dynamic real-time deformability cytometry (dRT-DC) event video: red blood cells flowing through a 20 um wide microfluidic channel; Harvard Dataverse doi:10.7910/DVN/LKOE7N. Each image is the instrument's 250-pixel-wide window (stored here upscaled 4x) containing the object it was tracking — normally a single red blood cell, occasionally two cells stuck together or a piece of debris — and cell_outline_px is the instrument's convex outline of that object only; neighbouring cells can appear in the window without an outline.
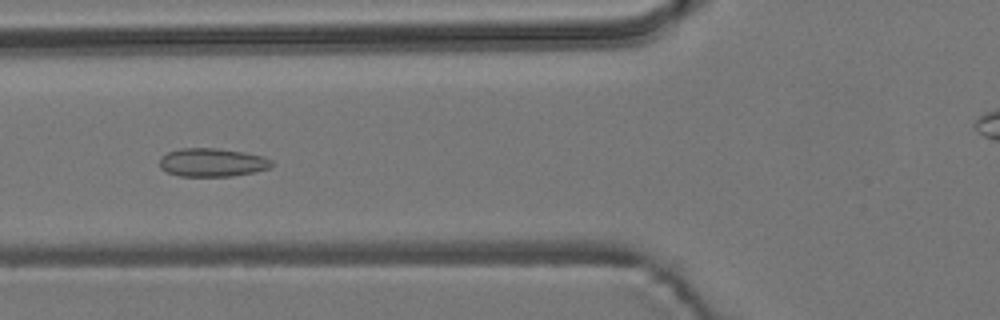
{"species": "common noctule bat (a hibernating species)", "species_latin": "Nyctalus noctula", "temperature_condition": "room temperature", "stored_images_in_passage": 56, "camera_frame_rate_fps": 3000, "um_per_image_px": 0.085, "animal": {"sex": "male", "body_mass_g": 19.2, "forearm_length_mm": 51.8}, "frame": {"image": 1, "passage_image": 21, "time_ms": 6.667, "image_size_px": [1000, 320], "cell_outline_px": [[272, 168], [256, 172], [232, 176], [180, 176], [168, 172], [160, 168], [160, 156], [168, 152], [180, 148], [220, 148], [244, 152], [264, 156], [272, 160]], "centroid_in_image_um": [18.07, 13.8], "position_along_channel_um": 107.7, "area_um2": 18.79}}
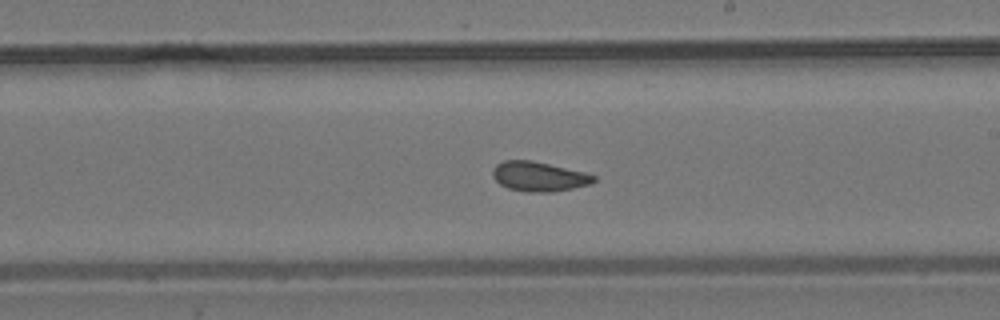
{"frame": {"image": 2, "passage_image": 32, "time_ms": 10.333, "image_size_px": [1000, 320], "cell_outline_px": [[596, 180], [588, 184], [572, 188], [552, 192], [528, 192], [508, 188], [500, 184], [492, 176], [492, 168], [496, 164], [504, 160], [532, 160], [584, 172], [596, 176]], "centroid_in_image_um": [45.77, 14.99], "position_along_channel_um": 243.2, "area_um2": 17.4}}
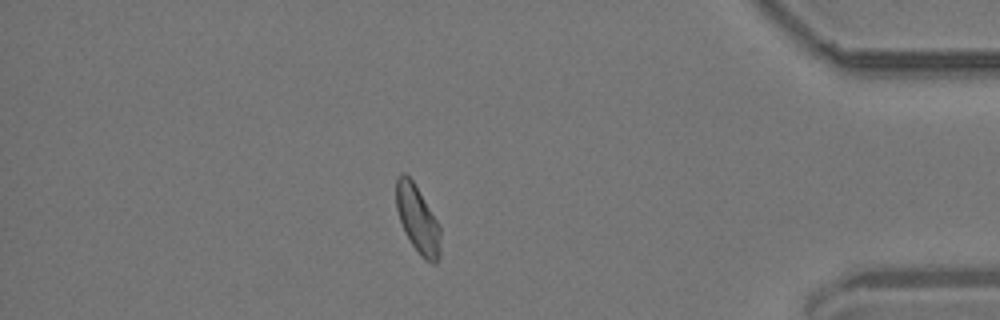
{"frame": {"image": 3, "passage_image": 48, "time_ms": 15.667, "image_size_px": [1000, 320], "cell_outline_px": [[440, 256], [436, 264], [432, 264], [424, 260], [420, 256], [404, 232], [396, 208], [396, 180], [400, 172], [404, 172], [412, 180], [440, 224]], "centroid_in_image_um": [35.51, 18.67], "position_along_channel_um": 399.7, "area_um2": 17.57}, "authors_computed_cell_mechanics": {"area_um2": 17.7157, "velocity_mm_per_s": 3.6874, "shape_relaxation_time_tau1_ms": 8.55, "shape_relaxation_time_tau2_ms": 1.4775, "deformation_change_tau1": 0.1062, "deformation_change_tau2": 0.0541}}